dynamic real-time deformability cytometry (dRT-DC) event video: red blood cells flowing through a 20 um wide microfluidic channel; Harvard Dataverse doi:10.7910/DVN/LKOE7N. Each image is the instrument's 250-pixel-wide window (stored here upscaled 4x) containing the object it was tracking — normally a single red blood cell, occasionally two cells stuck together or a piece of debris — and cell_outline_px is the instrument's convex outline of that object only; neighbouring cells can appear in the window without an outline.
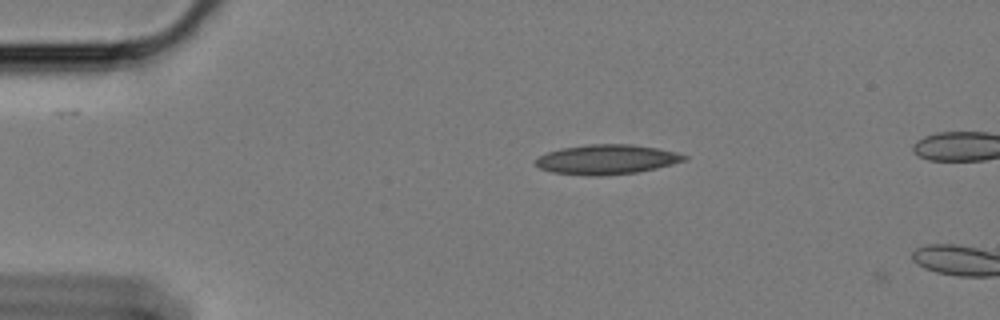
{"species": "Egyptian fruit bat (a non-hibernating species)", "species_latin": "Rousettus aegyptiacus", "temperature_condition": "cold", "stored_images_in_passage": 6, "camera_frame_rate_fps": 3000, "um_per_image_px": 0.085, "animal": {"sex": "female"}, "frame": {"image": 1, "passage_image": 5, "time_ms": 1.333, "image_size_px": [1000, 320], "cell_outline_px": [[688, 160], [656, 168], [636, 172], [604, 176], [588, 176], [552, 172], [540, 168], [532, 164], [540, 156], [548, 152], [560, 148], [588, 144], [632, 144], [656, 148], [676, 152], [688, 156]], "centroid_in_image_um": [51.56, 13.55], "position_along_channel_um": 33.4, "area_um2": 25.84}}